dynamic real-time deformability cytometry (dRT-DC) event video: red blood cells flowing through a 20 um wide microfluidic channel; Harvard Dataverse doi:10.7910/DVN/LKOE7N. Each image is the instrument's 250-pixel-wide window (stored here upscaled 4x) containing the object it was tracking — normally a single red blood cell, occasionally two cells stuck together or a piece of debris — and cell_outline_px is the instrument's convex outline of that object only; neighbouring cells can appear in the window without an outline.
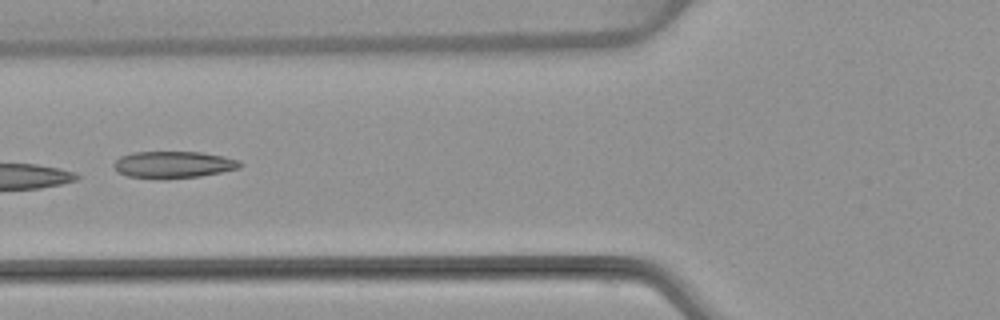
{"species": "common noctule bat (a hibernating species)", "species_latin": "Nyctalus noctula", "temperature_condition": "warm", "stored_images_in_passage": 7, "camera_frame_rate_fps": 3000, "um_per_image_px": 0.085, "animal": {"sex": "female", "body_mass_g": 22.7, "forearm_length_mm": 54.2}, "frame": {"image": 1, "passage_image": 7, "time_ms": 7.0, "image_size_px": [1000, 320], "cell_outline_px": [[244, 164], [240, 168], [200, 176], [164, 180], [128, 176], [116, 172], [112, 164], [120, 156], [132, 152], [200, 152], [224, 156], [240, 160]], "centroid_in_image_um": [14.72, 14.0], "position_along_channel_um": 111.1, "area_um2": 20.11}}